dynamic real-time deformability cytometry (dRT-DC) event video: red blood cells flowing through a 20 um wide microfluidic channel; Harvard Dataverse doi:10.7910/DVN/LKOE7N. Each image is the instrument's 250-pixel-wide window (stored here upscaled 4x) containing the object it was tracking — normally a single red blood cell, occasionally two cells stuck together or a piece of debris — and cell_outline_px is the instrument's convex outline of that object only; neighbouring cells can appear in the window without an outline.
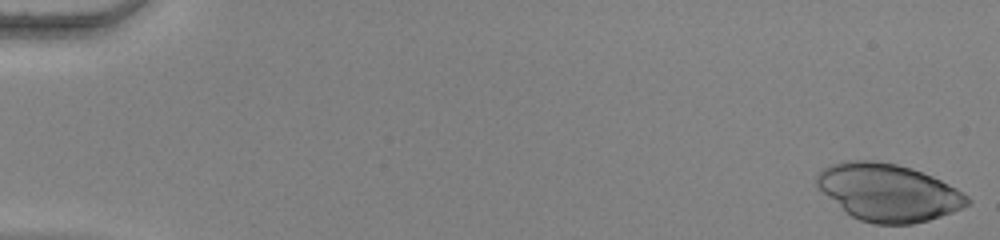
{"species": "human", "species_latin": "Homo sapiens", "temperature_condition": "warm", "stored_images_in_passage": 47, "camera_frame_rate_fps": 3000, "um_per_image_px": 0.085, "donor": {"sex": "female"}, "frame": {"image": 1, "passage_image": 1, "time_ms": 0.0, "image_size_px": [1000, 240], "cell_outline_px": [[972, 200], [968, 204], [952, 212], [928, 220], [912, 224], [872, 224], [860, 220], [852, 216], [828, 196], [816, 184], [816, 176], [824, 168], [832, 164], [844, 160], [876, 160], [896, 164], [912, 168], [932, 176], [956, 188], [968, 196]], "centroid_in_image_um": [75.52, 16.34], "position_along_channel_um": 9.5, "area_um2": 49.82}}
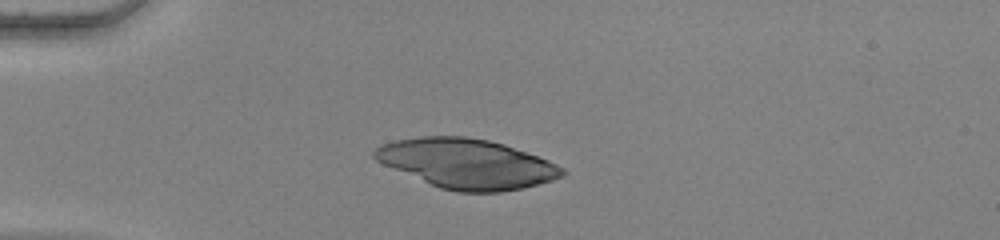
{"frame": {"image": 2, "passage_image": 15, "time_ms": 4.667, "image_size_px": [1000, 240], "cell_outline_px": [[568, 172], [564, 176], [552, 180], [524, 188], [500, 192], [456, 192], [440, 188], [384, 164], [376, 160], [372, 156], [372, 152], [380, 144], [392, 140], [420, 136], [468, 136], [488, 140], [504, 144], [548, 160], [564, 168]], "centroid_in_image_um": [39.68, 13.9], "position_along_channel_um": 45.3, "area_um2": 54.27}}